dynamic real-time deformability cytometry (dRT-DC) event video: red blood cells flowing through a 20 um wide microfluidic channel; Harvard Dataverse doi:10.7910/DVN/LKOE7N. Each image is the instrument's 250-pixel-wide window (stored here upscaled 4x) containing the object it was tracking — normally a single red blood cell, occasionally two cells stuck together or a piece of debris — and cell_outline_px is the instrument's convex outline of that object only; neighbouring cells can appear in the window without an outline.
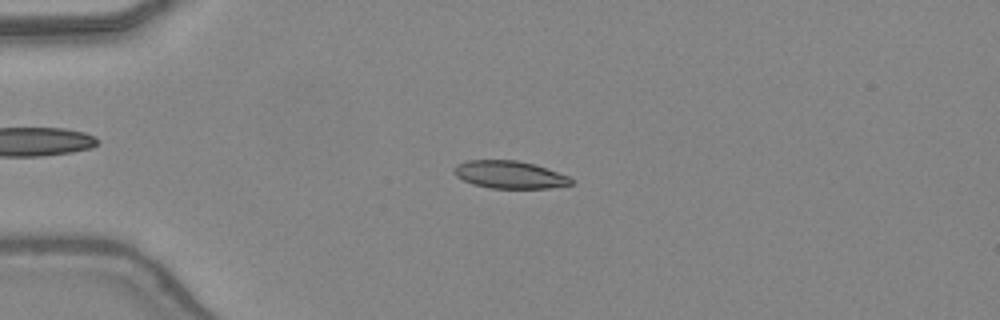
{"species": "common noctule bat (a hibernating species)", "species_latin": "Nyctalus noctula", "temperature_condition": "warm", "stored_images_in_passage": 38, "camera_frame_rate_fps": 3000, "um_per_image_px": 0.085, "animal": {"sex": "female", "body_mass_g": 24.6, "forearm_length_mm": 56.2}, "frame": {"image": 1, "passage_image": 3, "time_ms": 0.667, "image_size_px": [1000, 320], "cell_outline_px": [[572, 184], [548, 188], [492, 188], [472, 184], [456, 176], [452, 172], [456, 164], [468, 160], [516, 160], [532, 164], [568, 176], [572, 180]], "centroid_in_image_um": [43.25, 14.84], "position_along_channel_um": 41.7, "area_um2": 18.55}}
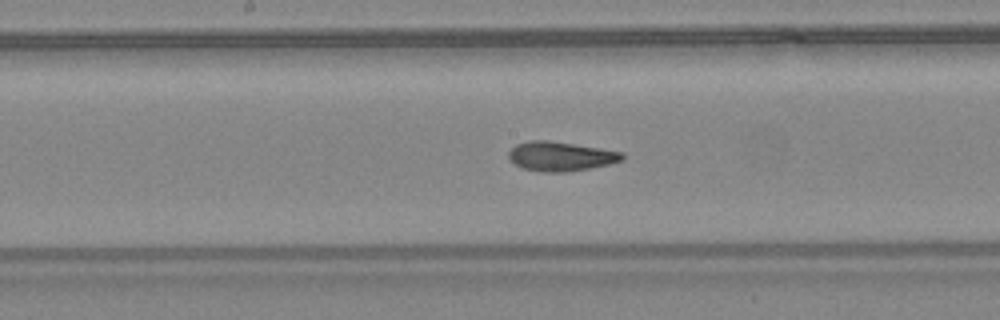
{"frame": {"image": 2, "passage_image": 16, "time_ms": 5.0, "image_size_px": [1000, 320], "cell_outline_px": [[624, 160], [608, 164], [568, 172], [544, 172], [520, 168], [508, 156], [508, 152], [516, 144], [532, 140], [548, 140], [600, 148], [624, 152]], "centroid_in_image_um": [47.66, 13.28], "position_along_channel_um": 200.5, "area_um2": 19.36}}
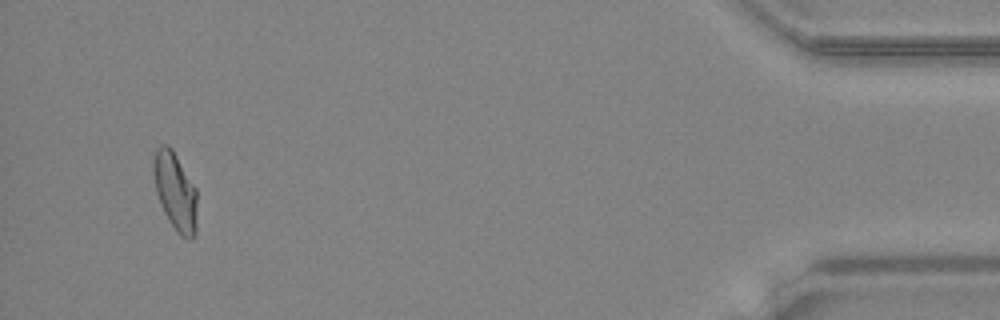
{"frame": {"image": 3, "passage_image": 36, "time_ms": 11.667, "image_size_px": [1000, 320], "cell_outline_px": [[196, 236], [192, 240], [188, 240], [180, 236], [176, 232], [168, 220], [160, 204], [156, 192], [152, 168], [152, 164], [156, 148], [160, 144], [168, 144], [172, 148], [196, 188]], "centroid_in_image_um": [14.89, 16.28], "position_along_channel_um": 420.3, "area_um2": 20.17}, "authors_computed_cell_mechanics": {"area_um2": 19.4208, "velocity_mm_per_s": 4.4112, "shape_relaxation_time_tau1_ms": 10.1491, "shape_relaxation_time_tau2_ms": 1.1354, "deformation_change_tau1": 0.2755, "deformation_change_tau2": 0.0741}}